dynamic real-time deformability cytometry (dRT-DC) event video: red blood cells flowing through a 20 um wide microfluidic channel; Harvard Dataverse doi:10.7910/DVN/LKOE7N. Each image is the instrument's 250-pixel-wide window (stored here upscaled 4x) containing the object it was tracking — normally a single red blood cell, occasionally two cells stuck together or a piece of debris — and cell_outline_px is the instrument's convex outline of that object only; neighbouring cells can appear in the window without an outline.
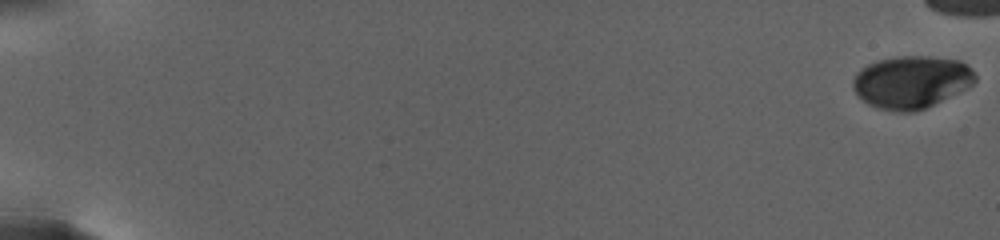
{"species": "human", "species_latin": "Homo sapiens", "temperature_condition": "warm", "stored_images_in_passage": 69, "camera_frame_rate_fps": 3000, "um_per_image_px": 0.085, "donor": {"sex": "female"}, "frame": {"image": 1, "passage_image": 1, "time_ms": 0.0, "image_size_px": [1000, 240], "cell_outline_px": [[976, 80], [972, 84], [924, 108], [912, 112], [900, 112], [880, 108], [868, 104], [852, 88], [852, 80], [856, 72], [860, 68], [876, 60], [896, 56], [928, 56], [960, 60], [976, 76]], "centroid_in_image_um": [77.4, 6.94], "position_along_channel_um": 7.6, "area_um2": 36.88}}
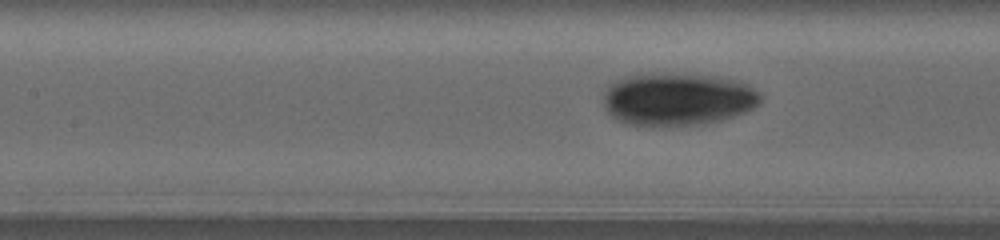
{"frame": {"image": 2, "passage_image": 41, "time_ms": 13.667, "image_size_px": [1000, 240], "cell_outline_px": [[760, 100], [752, 108], [744, 112], [720, 120], [704, 124], [668, 128], [660, 128], [624, 124], [616, 120], [604, 108], [604, 92], [608, 84], [624, 76], [640, 72], [684, 72], [720, 76], [740, 80], [760, 92]], "centroid_in_image_um": [57.53, 8.41], "position_along_channel_um": 149.9, "area_um2": 50.29}}
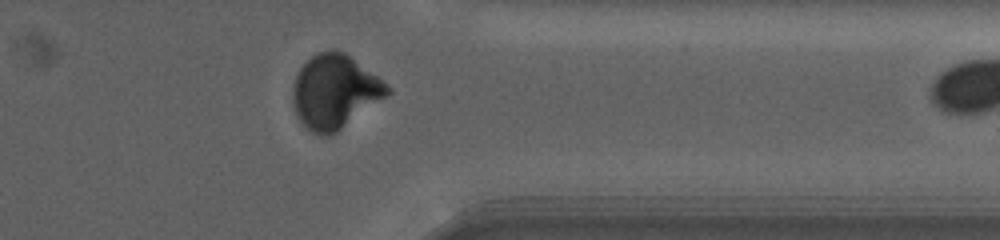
{"frame": {"image": 3, "passage_image": 68, "time_ms": 23.0, "image_size_px": [1000, 240], "cell_outline_px": [[392, 92], [336, 132], [328, 136], [320, 136], [304, 128], [296, 112], [292, 96], [292, 88], [296, 76], [300, 68], [316, 52], [332, 48], [336, 48], [344, 52], [392, 88]], "centroid_in_image_um": [28.43, 7.78], "position_along_channel_um": 383.0, "area_um2": 40.4}}